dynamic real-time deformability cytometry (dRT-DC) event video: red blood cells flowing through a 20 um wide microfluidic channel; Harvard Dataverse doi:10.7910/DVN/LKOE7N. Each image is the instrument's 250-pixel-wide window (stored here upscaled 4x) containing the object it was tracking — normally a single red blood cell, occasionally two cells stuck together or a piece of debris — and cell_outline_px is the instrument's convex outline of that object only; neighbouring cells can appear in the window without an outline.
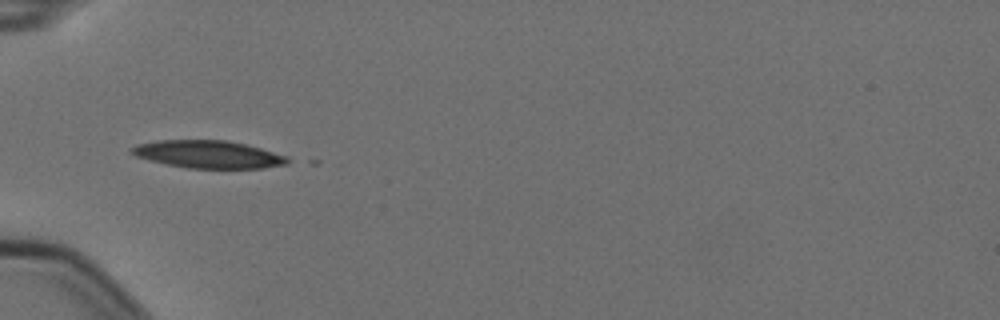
{"species": "Egyptian fruit bat (a non-hibernating species)", "species_latin": "Rousettus aegyptiacus", "temperature_condition": "cold", "stored_images_in_passage": 5, "camera_frame_rate_fps": 3000, "um_per_image_px": 0.085, "animal": {"sex": "female"}, "frame": {"image": 1, "passage_image": 4, "time_ms": 1.0, "image_size_px": [1000, 320], "cell_outline_px": [[296, 160], [288, 164], [264, 168], [188, 168], [164, 164], [148, 160], [136, 156], [128, 152], [128, 148], [136, 144], [156, 140], [228, 140], [260, 148], [288, 156]], "centroid_in_image_um": [17.7, 13.12], "position_along_channel_um": 67.3, "area_um2": 25.55}}
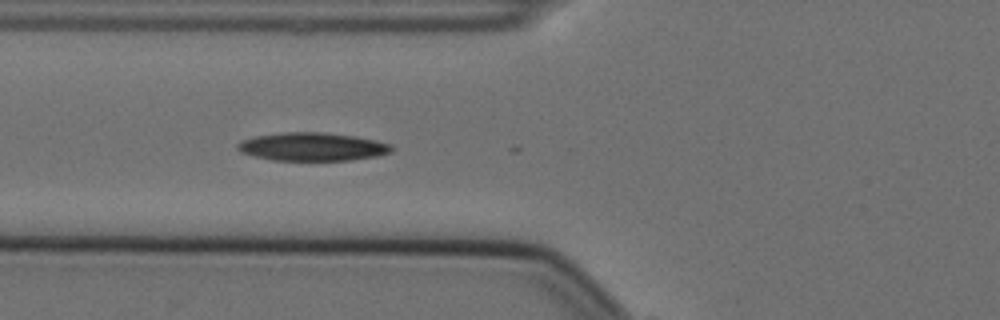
{"frame": {"image": 2, "passage_image": 5, "time_ms": 1.333, "image_size_px": [1000, 320], "cell_outline_px": [[392, 152], [376, 156], [352, 160], [272, 160], [240, 152], [236, 148], [236, 144], [240, 140], [256, 136], [280, 132], [324, 132], [352, 136], [392, 144]], "centroid_in_image_um": [26.5, 12.47], "position_along_channel_um": 99.3, "area_um2": 25.26}}